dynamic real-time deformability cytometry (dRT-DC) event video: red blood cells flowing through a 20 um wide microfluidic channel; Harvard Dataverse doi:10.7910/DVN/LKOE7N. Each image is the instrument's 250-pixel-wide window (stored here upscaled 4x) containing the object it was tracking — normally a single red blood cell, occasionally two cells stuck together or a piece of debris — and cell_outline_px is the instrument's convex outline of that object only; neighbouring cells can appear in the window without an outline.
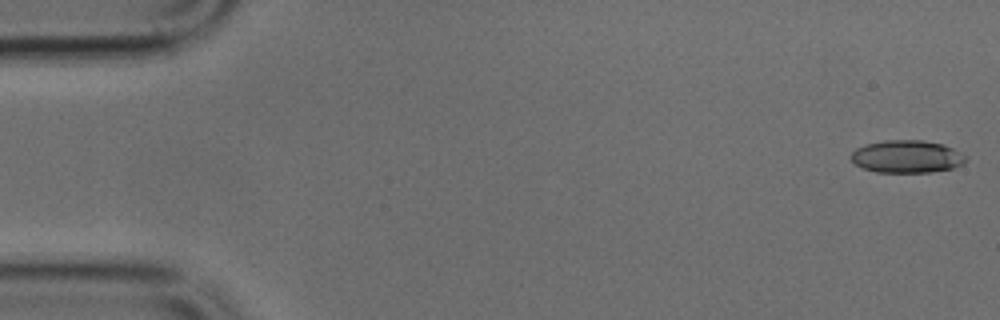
{"species": "common noctule bat (a hibernating species)", "species_latin": "Nyctalus noctula", "temperature_condition": "cold", "stored_images_in_passage": 48, "camera_frame_rate_fps": 3000, "um_per_image_px": 0.085, "animal": {"sex": "male", "body_mass_g": 17.9, "forearm_length_mm": 54.2}, "frame": {"image": 1, "passage_image": 1, "time_ms": 0.0, "image_size_px": [1000, 320], "cell_outline_px": [[968, 160], [964, 164], [952, 168], [932, 172], [876, 172], [864, 168], [856, 164], [852, 160], [852, 152], [856, 148], [868, 144], [884, 140], [924, 140], [940, 144], [952, 148], [968, 156]], "centroid_in_image_um": [77.13, 13.31], "position_along_channel_um": 7.9, "area_um2": 21.73}}
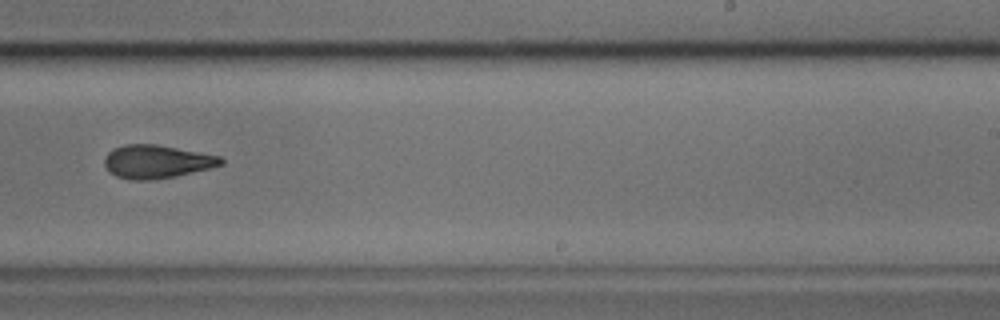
{"frame": {"image": 2, "passage_image": 30, "time_ms": 9.667, "image_size_px": [1000, 320], "cell_outline_px": [[224, 164], [176, 176], [148, 180], [132, 180], [116, 176], [108, 172], [104, 164], [104, 156], [112, 148], [124, 144], [156, 144], [220, 156], [224, 160]], "centroid_in_image_um": [13.26, 13.73], "position_along_channel_um": 275.7, "area_um2": 22.6}}
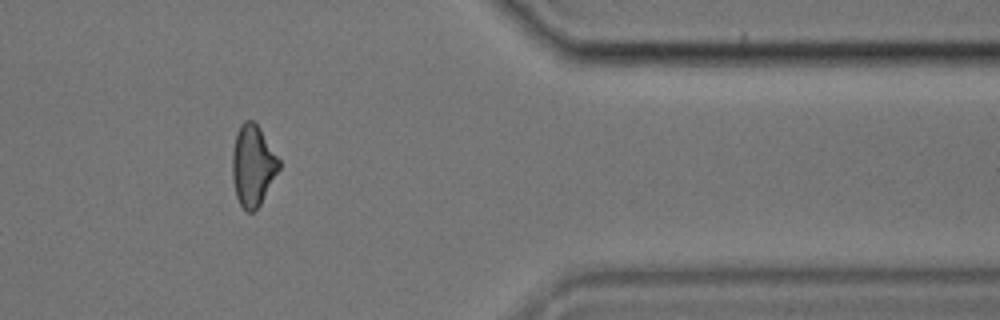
{"frame": {"image": 3, "passage_image": 40, "time_ms": 13.0, "image_size_px": [1000, 320], "cell_outline_px": [[280, 168], [260, 204], [252, 212], [248, 212], [240, 204], [236, 196], [232, 180], [232, 152], [236, 132], [240, 124], [244, 120], [252, 120], [260, 128], [280, 160]], "centroid_in_image_um": [21.47, 14.04], "position_along_channel_um": 389.9, "area_um2": 22.02}}